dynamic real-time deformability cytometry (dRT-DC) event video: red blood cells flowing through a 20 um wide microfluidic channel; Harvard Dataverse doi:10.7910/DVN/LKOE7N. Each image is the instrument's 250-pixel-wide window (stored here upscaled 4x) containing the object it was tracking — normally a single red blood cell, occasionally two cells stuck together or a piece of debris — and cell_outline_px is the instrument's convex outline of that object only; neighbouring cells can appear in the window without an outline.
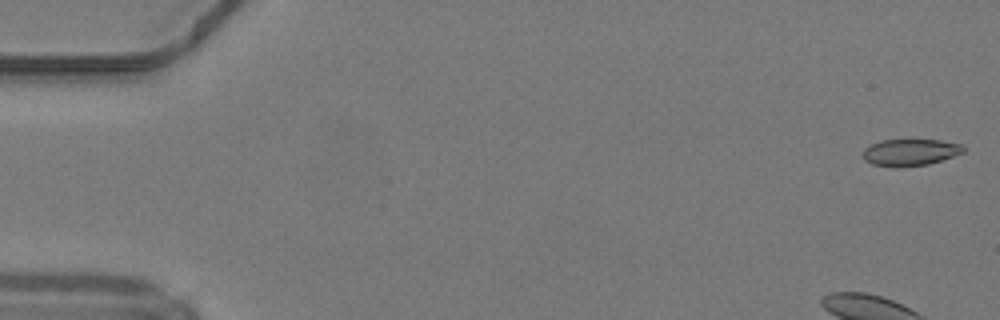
{"species": "common noctule bat (a hibernating species)", "species_latin": "Nyctalus noctula", "temperature_condition": "warm", "stored_images_in_passage": 49, "camera_frame_rate_fps": 3000, "um_per_image_px": 0.085, "animal": {"sex": "male", "body_mass_g": 19.2, "forearm_length_mm": 51.8}, "frame": {"image": 1, "passage_image": 1, "time_ms": 0.0, "image_size_px": [1000, 320], "cell_outline_px": [[964, 152], [928, 164], [896, 168], [872, 164], [864, 160], [864, 148], [880, 140], [940, 140], [964, 144]], "centroid_in_image_um": [77.36, 12.95], "position_along_channel_um": 7.6, "area_um2": 15.66}}
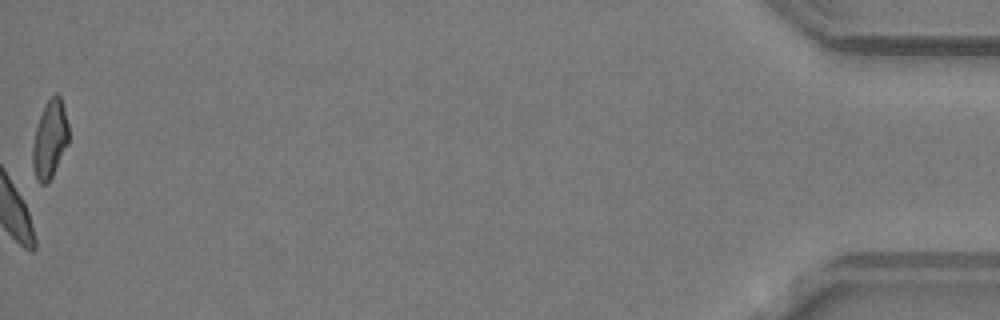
{"frame": {"image": 2, "passage_image": 49, "time_ms": 16.0, "image_size_px": [1000, 320], "cell_outline_px": [[68, 144], [52, 176], [44, 184], [40, 184], [36, 180], [32, 168], [32, 144], [36, 128], [44, 104], [56, 92], [60, 96], [64, 108], [68, 124]], "centroid_in_image_um": [4.22, 11.84], "position_along_channel_um": 431.0, "area_um2": 16.36}, "authors_computed_cell_mechanics": {"area_um2": 17.8602, "velocity_mm_per_s": 4.1932, "shape_relaxation_time_tau1_ms": 5.9505, "shape_relaxation_time_tau2_ms": 2.1029, "deformation_change_tau1": 0.1463, "deformation_change_tau2": 0.0741}}